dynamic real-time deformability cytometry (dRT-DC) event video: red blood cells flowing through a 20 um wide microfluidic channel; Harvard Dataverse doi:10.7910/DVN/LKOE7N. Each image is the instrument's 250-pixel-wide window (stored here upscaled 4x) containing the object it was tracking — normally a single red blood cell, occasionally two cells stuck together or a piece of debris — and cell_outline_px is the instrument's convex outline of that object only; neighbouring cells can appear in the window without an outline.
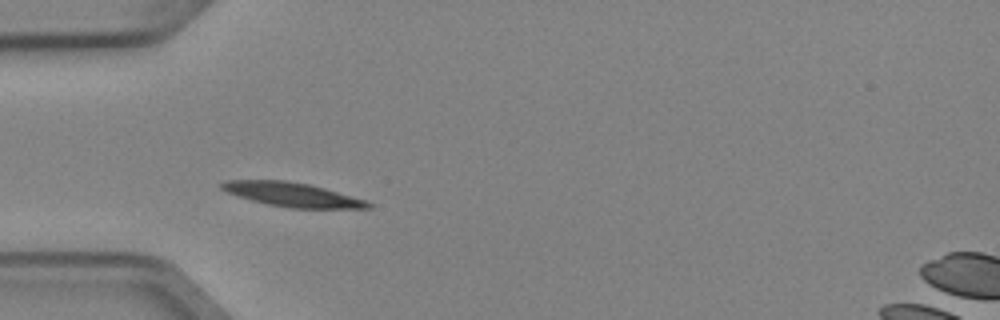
{"species": "Egyptian fruit bat (a non-hibernating species)", "species_latin": "Rousettus aegyptiacus", "temperature_condition": "cold", "stored_images_in_passage": 8, "camera_frame_rate_fps": 3000, "um_per_image_px": 0.085, "animal": {"sex": "female"}, "frame": {"image": 1, "passage_image": 4, "time_ms": 1.0, "image_size_px": [1000, 320], "cell_outline_px": [[372, 208], [288, 208], [268, 204], [252, 200], [228, 192], [220, 188], [220, 184], [224, 180], [284, 180], [308, 184], [324, 188], [368, 200], [372, 204]], "centroid_in_image_um": [24.87, 16.54], "position_along_channel_um": 60.1, "area_um2": 20.46}}
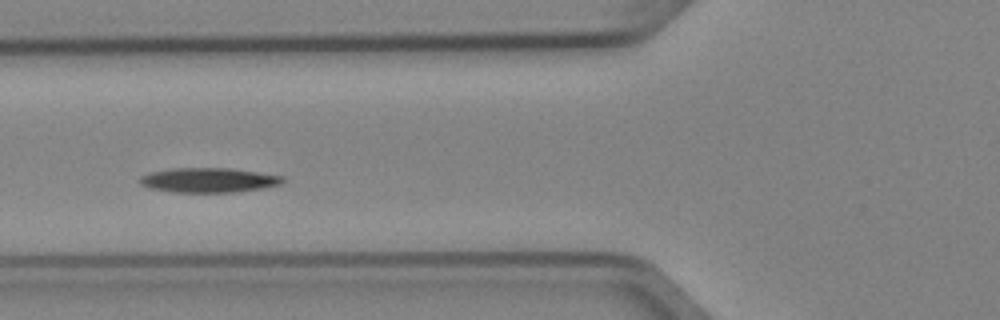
{"frame": {"image": 2, "passage_image": 5, "time_ms": 1.333, "image_size_px": [1000, 320], "cell_outline_px": [[284, 180], [280, 184], [264, 188], [236, 192], [172, 192], [148, 188], [140, 184], [136, 180], [140, 176], [152, 172], [172, 168], [228, 168], [284, 176]], "centroid_in_image_um": [17.68, 15.31], "position_along_channel_um": 108.1, "area_um2": 20.58}}
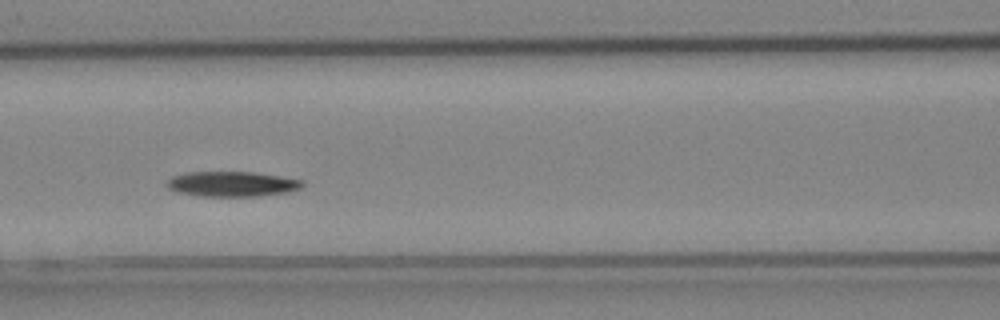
{"frame": {"image": 3, "passage_image": 6, "time_ms": 1.667, "image_size_px": [1000, 320], "cell_outline_px": [[304, 184], [300, 188], [288, 192], [256, 196], [200, 196], [176, 192], [168, 188], [164, 184], [172, 176], [188, 172], [256, 172], [304, 180]], "centroid_in_image_um": [19.7, 15.63], "position_along_channel_um": 146.9, "area_um2": 19.94}}